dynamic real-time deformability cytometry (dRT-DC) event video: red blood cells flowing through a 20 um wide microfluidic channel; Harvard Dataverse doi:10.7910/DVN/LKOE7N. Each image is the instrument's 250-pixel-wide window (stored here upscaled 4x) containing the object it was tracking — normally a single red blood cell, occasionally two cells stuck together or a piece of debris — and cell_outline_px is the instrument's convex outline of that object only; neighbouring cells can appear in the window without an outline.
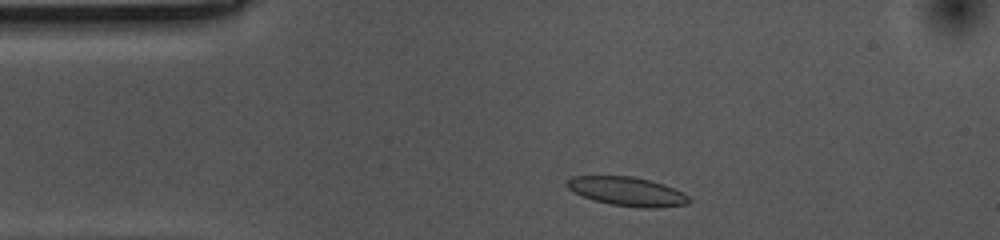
{"species": "common noctule bat (a hibernating species)", "species_latin": "Nyctalus noctula", "temperature_condition": "cold", "stored_images_in_passage": 36, "camera_frame_rate_fps": 3000, "um_per_image_px": 0.085, "animal": {"sex": "female", "body_mass_g": 10.0, "forearm_length_mm": 53.1}, "frame": {"image": 1, "passage_image": 3, "time_ms": 0.667, "image_size_px": [1000, 240], "cell_outline_px": [[692, 200], [688, 204], [656, 208], [640, 208], [612, 204], [596, 200], [584, 196], [568, 188], [564, 184], [572, 176], [632, 176], [664, 184], [688, 196]], "centroid_in_image_um": [53.33, 16.27], "position_along_channel_um": 31.7, "area_um2": 20.29}}
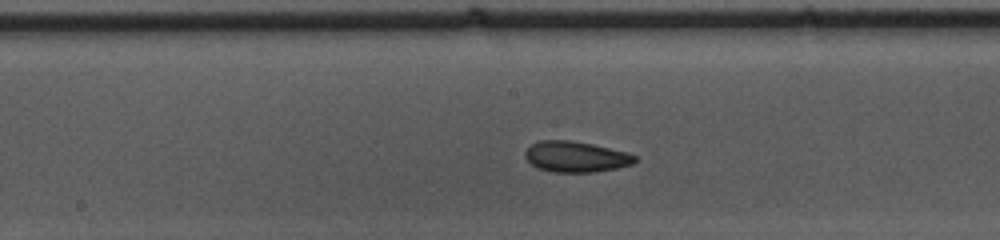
{"frame": {"image": 2, "passage_image": 20, "time_ms": 6.333, "image_size_px": [1000, 240], "cell_outline_px": [[636, 160], [632, 164], [616, 168], [596, 172], [552, 172], [536, 168], [524, 156], [524, 152], [532, 144], [540, 140], [568, 140], [592, 144], [628, 152], [636, 156]], "centroid_in_image_um": [48.94, 13.32], "position_along_channel_um": 199.3, "area_um2": 19.71}}
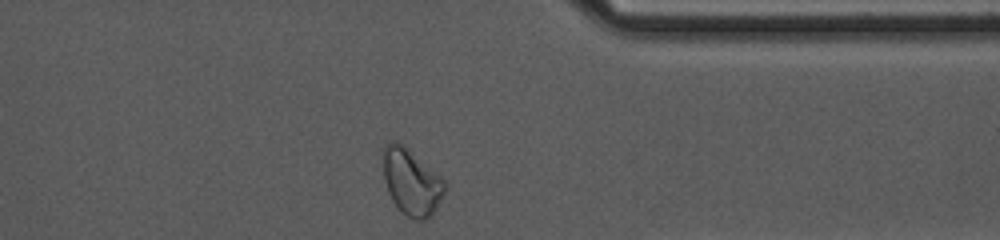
{"frame": {"image": 3, "passage_image": 36, "time_ms": 11.667, "image_size_px": [1000, 240], "cell_outline_px": [[444, 192], [432, 216], [424, 220], [416, 220], [408, 216], [392, 200], [388, 192], [384, 180], [380, 152], [384, 144], [392, 140], [396, 140], [440, 176], [444, 180]], "centroid_in_image_um": [34.9, 15.44], "position_along_channel_um": 376.5, "area_um2": 23.58}, "authors_computed_cell_mechanics": {"area_um2": 19.7965, "velocity_mm_per_s": 3.5227, "shape_relaxation_time_tau1_ms": 4.339, "shape_relaxation_time_tau2_ms": 2.2274, "deformation_change_tau1": 0.1317, "deformation_change_tau2": 0.0774}}